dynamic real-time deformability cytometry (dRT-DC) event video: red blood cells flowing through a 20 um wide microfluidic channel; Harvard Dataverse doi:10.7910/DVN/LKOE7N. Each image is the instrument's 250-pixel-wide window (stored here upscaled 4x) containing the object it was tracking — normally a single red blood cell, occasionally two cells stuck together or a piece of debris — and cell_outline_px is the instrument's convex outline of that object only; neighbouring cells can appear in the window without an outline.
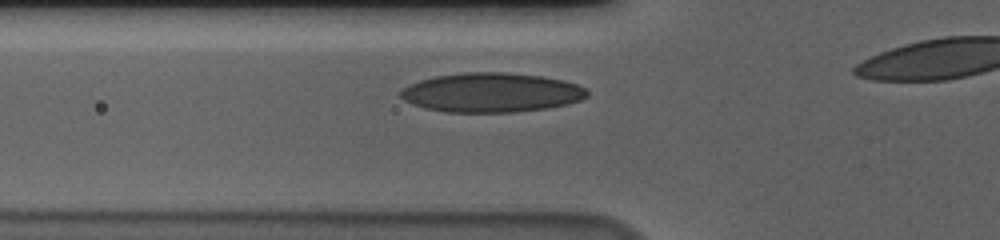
{"species": "human", "species_latin": "Homo sapiens", "temperature_condition": "cold", "stored_images_in_passage": 30, "camera_frame_rate_fps": 3000, "um_per_image_px": 0.085, "donor": {"sex": "male"}, "frame": {"image": 1, "passage_image": 3, "time_ms": 0.667, "image_size_px": [1000, 240], "cell_outline_px": [[588, 96], [580, 100], [568, 104], [548, 108], [516, 112], [448, 112], [424, 108], [412, 104], [404, 100], [400, 96], [400, 92], [408, 84], [420, 80], [436, 76], [464, 72], [504, 72], [540, 76], [564, 80], [588, 88]], "centroid_in_image_um": [41.78, 7.87], "position_along_channel_um": 84.0, "area_um2": 42.95}}
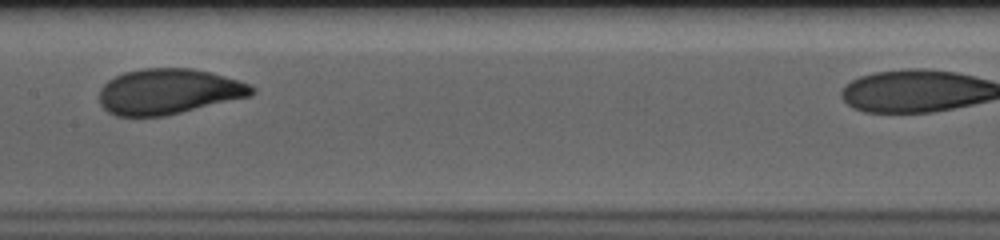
{"frame": {"image": 2, "passage_image": 12, "time_ms": 3.667, "image_size_px": [1000, 240], "cell_outline_px": [[256, 92], [252, 96], [164, 116], [116, 116], [108, 112], [100, 104], [100, 88], [108, 80], [124, 72], [140, 68], [192, 68], [212, 72], [248, 84], [256, 88]], "centroid_in_image_um": [14.33, 7.77], "position_along_channel_um": 193.1, "area_um2": 40.52}}
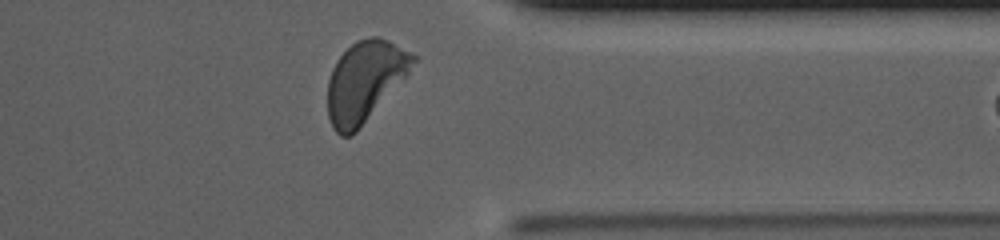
{"frame": {"image": 3, "passage_image": 28, "time_ms": 9.0, "image_size_px": [1000, 240], "cell_outline_px": [[416, 60], [408, 72], [356, 132], [352, 136], [340, 136], [332, 128], [328, 116], [328, 80], [332, 68], [336, 60], [356, 40], [368, 36], [376, 36], [388, 40], [416, 56]], "centroid_in_image_um": [30.96, 6.91], "position_along_channel_um": 380.4, "area_um2": 39.36}, "authors_computed_cell_mechanics": {"area_um2": 40.1999, "velocity_mm_per_s": 3.6154, "shape_relaxation_time_tau1_ms": 3.1214, "shape_relaxation_time_tau2_ms": null, "deformation_change_tau1": 0.155, "deformation_change_tau2": null}}